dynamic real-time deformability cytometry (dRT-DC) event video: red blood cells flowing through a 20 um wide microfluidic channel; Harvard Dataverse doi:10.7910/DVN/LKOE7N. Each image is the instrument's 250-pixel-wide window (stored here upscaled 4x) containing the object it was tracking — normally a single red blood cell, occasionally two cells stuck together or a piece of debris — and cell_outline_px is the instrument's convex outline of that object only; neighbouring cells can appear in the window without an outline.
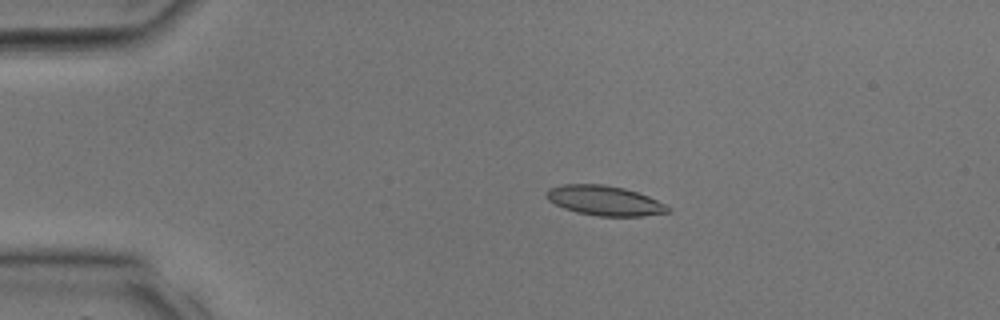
{"species": "common noctule bat (a hibernating species)", "species_latin": "Nyctalus noctula", "temperature_condition": "room temperature", "stored_images_in_passage": 30, "camera_frame_rate_fps": 3000, "um_per_image_px": 0.085, "animal": {"sex": "male", "body_mass_g": 17.9, "forearm_length_mm": 54.2}, "frame": {"image": 1, "passage_image": 3, "time_ms": 0.667, "image_size_px": [1000, 320], "cell_outline_px": [[672, 212], [644, 216], [600, 216], [576, 212], [564, 208], [548, 200], [544, 196], [548, 188], [560, 184], [604, 184], [624, 188], [648, 196], [672, 208]], "centroid_in_image_um": [51.38, 17.05], "position_along_channel_um": 33.6, "area_um2": 21.21}}
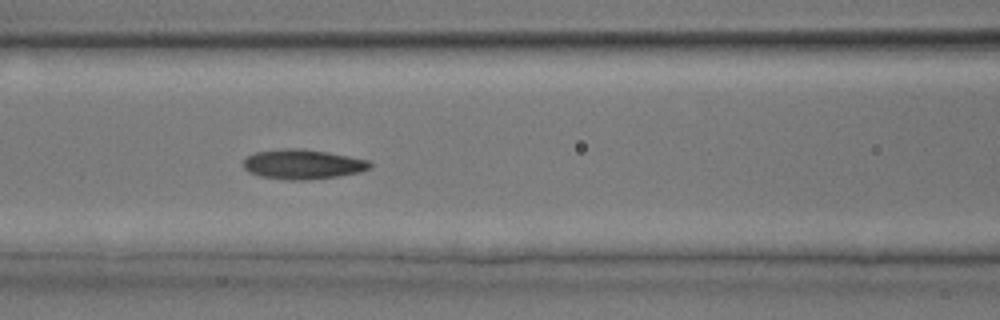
{"frame": {"image": 2, "passage_image": 11, "time_ms": 3.333, "image_size_px": [1000, 320], "cell_outline_px": [[372, 168], [360, 172], [336, 176], [304, 180], [288, 180], [260, 176], [248, 172], [244, 168], [244, 160], [248, 156], [256, 152], [284, 148], [300, 148], [328, 152], [368, 160], [372, 164]], "centroid_in_image_um": [25.73, 13.96], "position_along_channel_um": 140.9, "area_um2": 21.85}}
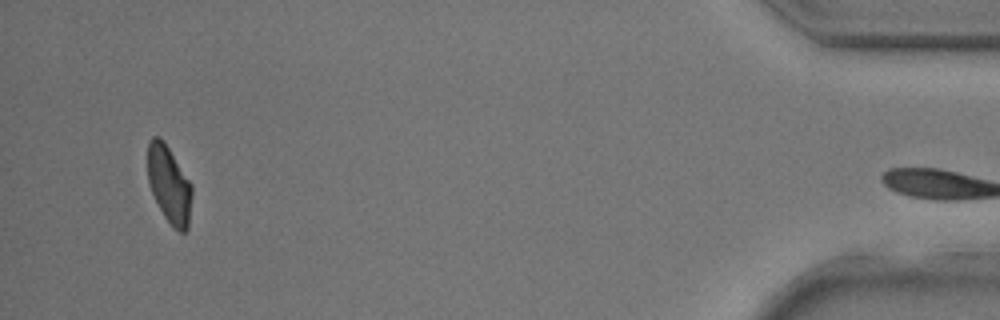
{"frame": {"image": 3, "passage_image": 29, "time_ms": 9.333, "image_size_px": [1000, 320], "cell_outline_px": [[192, 196], [188, 228], [184, 232], [180, 232], [164, 216], [152, 192], [148, 180], [148, 140], [152, 136], [160, 136], [164, 140], [192, 184]], "centroid_in_image_um": [14.38, 15.63], "position_along_channel_um": 420.8, "area_um2": 19.83}}